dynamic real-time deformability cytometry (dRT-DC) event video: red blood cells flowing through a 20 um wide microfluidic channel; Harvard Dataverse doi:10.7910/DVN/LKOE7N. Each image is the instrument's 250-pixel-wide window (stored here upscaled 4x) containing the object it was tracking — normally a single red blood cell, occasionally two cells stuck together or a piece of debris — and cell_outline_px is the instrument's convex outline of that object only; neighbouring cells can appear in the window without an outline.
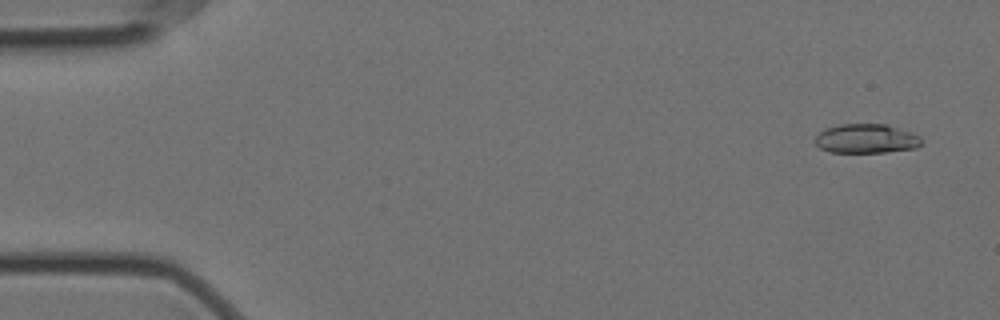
{"species": "Egyptian fruit bat (a non-hibernating species)", "species_latin": "Rousettus aegyptiacus", "temperature_condition": "cold", "stored_images_in_passage": 57, "camera_frame_rate_fps": 3000, "um_per_image_px": 0.085, "animal": {"sex": "female"}, "frame": {"image": 1, "passage_image": 3, "time_ms": 0.667, "image_size_px": [1000, 320], "cell_outline_px": [[920, 144], [916, 148], [884, 152], [832, 152], [820, 148], [816, 144], [816, 136], [824, 128], [840, 124], [888, 124], [912, 132], [920, 136]], "centroid_in_image_um": [73.63, 11.77], "position_along_channel_um": 11.4, "area_um2": 18.09}}
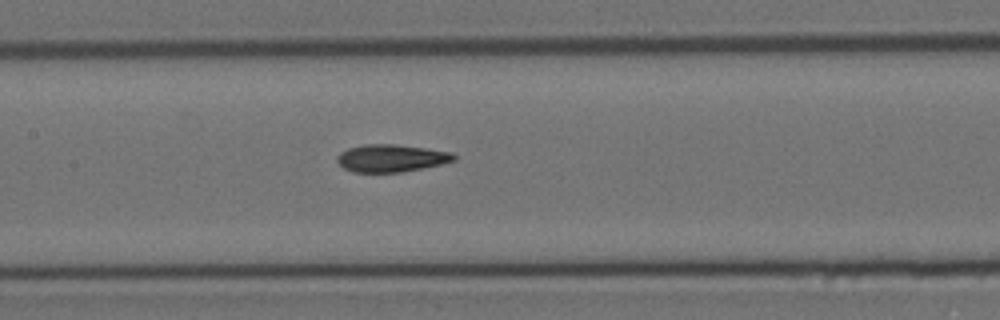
{"frame": {"image": 2, "passage_image": 27, "time_ms": 8.667, "image_size_px": [1000, 320], "cell_outline_px": [[456, 160], [440, 164], [400, 172], [352, 172], [344, 168], [336, 160], [336, 156], [340, 152], [348, 148], [368, 144], [392, 144], [424, 148], [452, 152], [456, 156]], "centroid_in_image_um": [33.22, 13.44], "position_along_channel_um": 174.2, "area_um2": 18.5}}
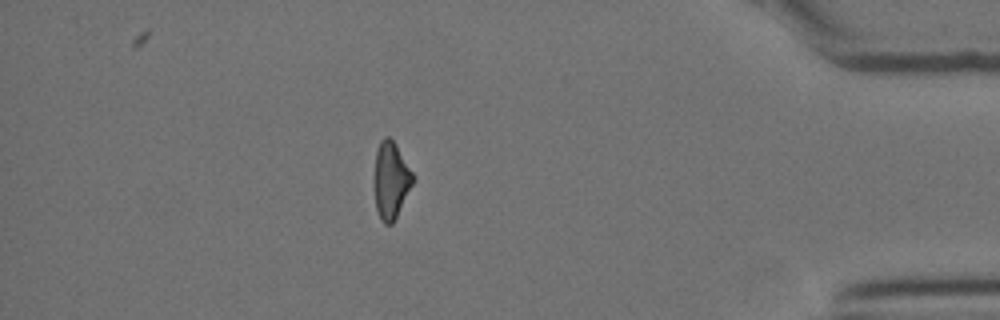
{"frame": {"image": 3, "passage_image": 50, "time_ms": 16.333, "image_size_px": [1000, 320], "cell_outline_px": [[412, 184], [392, 224], [384, 224], [380, 220], [376, 208], [372, 180], [376, 152], [380, 140], [384, 136], [388, 136], [396, 144], [412, 172]], "centroid_in_image_um": [33.16, 15.31], "position_along_channel_um": 402.0, "area_um2": 17.34}, "authors_computed_cell_mechanics": {"area_um2": 18.496, "velocity_mm_per_s": 3.5344, "shape_relaxation_time_tau1_ms": 6.3378, "shape_relaxation_time_tau2_ms": 2.6915, "deformation_change_tau1": 0.158, "deformation_change_tau2": 0.0965}}